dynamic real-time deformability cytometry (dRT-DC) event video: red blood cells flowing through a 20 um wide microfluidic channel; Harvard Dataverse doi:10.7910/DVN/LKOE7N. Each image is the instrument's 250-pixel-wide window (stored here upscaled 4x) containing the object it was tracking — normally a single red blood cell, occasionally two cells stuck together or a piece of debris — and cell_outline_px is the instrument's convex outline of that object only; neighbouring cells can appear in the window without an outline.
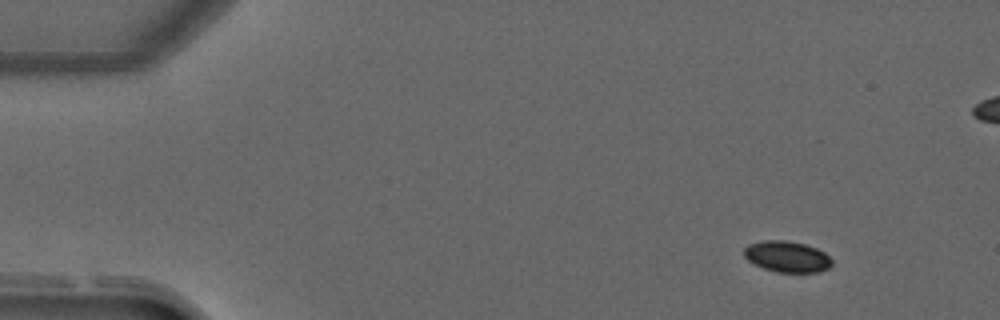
{"species": "common noctule bat (a hibernating species)", "species_latin": "Nyctalus noctula", "temperature_condition": "warm", "stored_images_in_passage": 4, "camera_frame_rate_fps": 3000, "um_per_image_px": 0.085, "animal": {"sex": "male", "forearm_length_mm": 52.5}, "frame": {"image": 1, "passage_image": 1, "time_ms": 0.0, "image_size_px": [1000, 320], "cell_outline_px": [[832, 264], [828, 268], [816, 272], [776, 272], [764, 268], [748, 260], [744, 256], [744, 248], [748, 244], [764, 240], [784, 240], [804, 244], [816, 248], [824, 252], [832, 260]], "centroid_in_image_um": [66.89, 21.81], "position_along_channel_um": 18.1, "area_um2": 15.78}}